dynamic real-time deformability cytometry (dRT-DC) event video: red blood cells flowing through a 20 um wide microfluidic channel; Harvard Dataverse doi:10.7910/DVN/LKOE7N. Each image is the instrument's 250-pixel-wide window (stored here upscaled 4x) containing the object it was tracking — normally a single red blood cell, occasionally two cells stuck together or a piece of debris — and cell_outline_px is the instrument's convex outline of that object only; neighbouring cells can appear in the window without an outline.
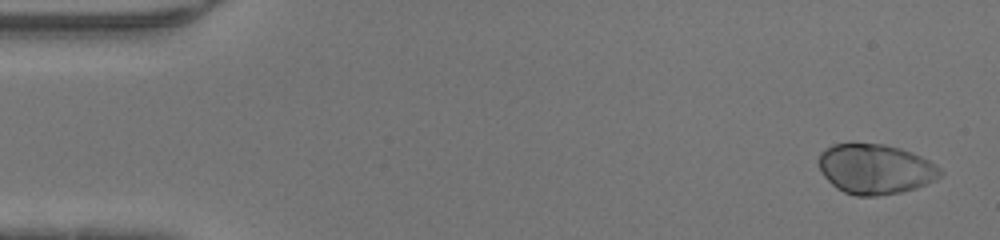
{"species": "human", "species_latin": "Homo sapiens", "temperature_condition": "warm", "stored_images_in_passage": 47, "camera_frame_rate_fps": 3000, "um_per_image_px": 0.085, "donor": {"sex": "male"}, "frame": {"image": 1, "passage_image": 2, "time_ms": 0.333, "image_size_px": [1000, 240], "cell_outline_px": [[944, 172], [936, 180], [916, 188], [900, 192], [876, 196], [856, 196], [844, 192], [836, 188], [824, 176], [820, 168], [820, 152], [824, 148], [832, 144], [884, 144], [900, 148], [912, 152], [936, 164]], "centroid_in_image_um": [74.42, 14.37], "position_along_channel_um": 10.6, "area_um2": 35.37}}
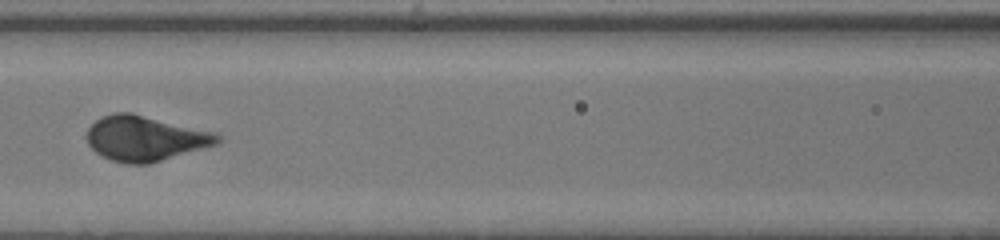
{"frame": {"image": 2, "passage_image": 21, "time_ms": 6.667, "image_size_px": [1000, 240], "cell_outline_px": [[220, 140], [216, 144], [204, 148], [148, 164], [124, 164], [112, 160], [96, 152], [88, 144], [84, 136], [88, 128], [96, 120], [112, 112], [132, 112], [216, 132], [220, 136]], "centroid_in_image_um": [12.32, 11.75], "position_along_channel_um": 154.3, "area_um2": 34.51}}
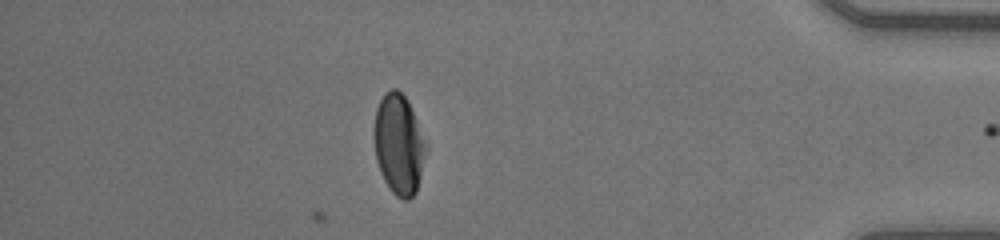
{"frame": {"image": 3, "passage_image": 41, "time_ms": 13.333, "image_size_px": [1000, 240], "cell_outline_px": [[428, 148], [416, 192], [408, 200], [404, 200], [396, 196], [392, 192], [384, 180], [380, 172], [376, 160], [372, 132], [376, 108], [384, 92], [392, 88], [396, 88], [408, 100]], "centroid_in_image_um": [33.88, 12.26], "position_along_channel_um": 401.3, "area_um2": 30.69}}